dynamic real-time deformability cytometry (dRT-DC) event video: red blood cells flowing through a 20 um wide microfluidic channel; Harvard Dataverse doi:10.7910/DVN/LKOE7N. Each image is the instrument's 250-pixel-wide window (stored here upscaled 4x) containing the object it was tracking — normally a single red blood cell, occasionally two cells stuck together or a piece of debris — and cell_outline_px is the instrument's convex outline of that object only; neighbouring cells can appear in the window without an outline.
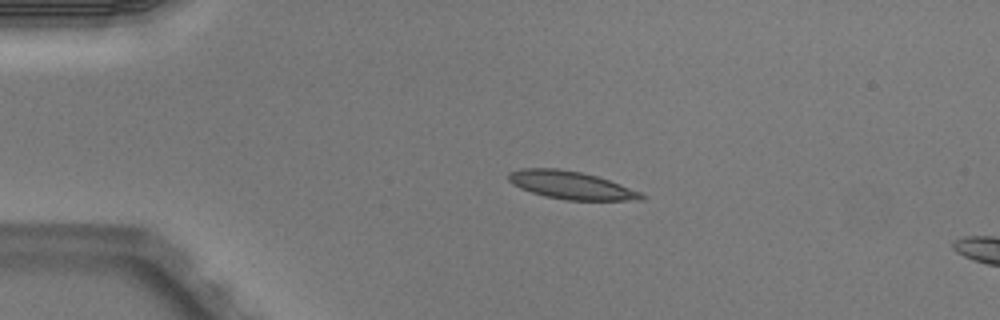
{"species": "Egyptian fruit bat (a non-hibernating species)", "species_latin": "Rousettus aegyptiacus", "temperature_condition": "warm", "stored_images_in_passage": 3, "camera_frame_rate_fps": 3000, "um_per_image_px": 0.085, "animal": {"sex": "male"}, "frame": {"image": 1, "passage_image": 2, "time_ms": 0.333, "image_size_px": [1000, 320], "cell_outline_px": [[648, 196], [644, 200], [564, 200], [544, 196], [520, 188], [512, 184], [508, 180], [508, 172], [520, 168], [556, 168], [580, 172], [596, 176], [620, 184], [640, 192]], "centroid_in_image_um": [48.52, 15.74], "position_along_channel_um": 36.5, "area_um2": 21.62}}